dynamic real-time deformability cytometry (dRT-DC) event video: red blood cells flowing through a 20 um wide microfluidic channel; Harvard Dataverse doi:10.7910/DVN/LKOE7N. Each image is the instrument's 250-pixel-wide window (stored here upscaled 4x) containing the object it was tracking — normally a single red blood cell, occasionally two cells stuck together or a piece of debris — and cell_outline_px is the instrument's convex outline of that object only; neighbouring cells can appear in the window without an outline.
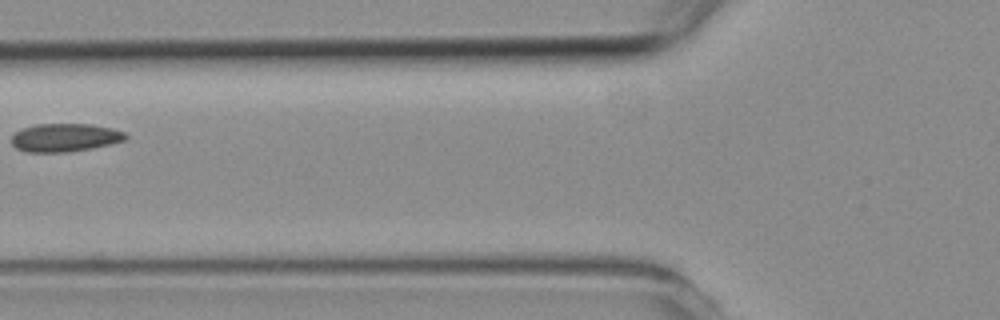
{"species": "common noctule bat (a hibernating species)", "species_latin": "Nyctalus noctula", "temperature_condition": "room temperature", "stored_images_in_passage": 6, "camera_frame_rate_fps": 3000, "um_per_image_px": 0.085, "animal": {"sex": "female", "body_mass_g": 19.3, "forearm_length_mm": 54.1}, "frame": {"image": 1, "passage_image": 5, "time_ms": 5.667, "image_size_px": [1000, 320], "cell_outline_px": [[128, 136], [124, 140], [112, 144], [92, 148], [68, 152], [28, 152], [16, 148], [12, 144], [12, 136], [16, 132], [24, 128], [36, 124], [92, 124], [112, 128], [124, 132]], "centroid_in_image_um": [5.54, 11.69], "position_along_channel_um": 120.3, "area_um2": 18.73}}
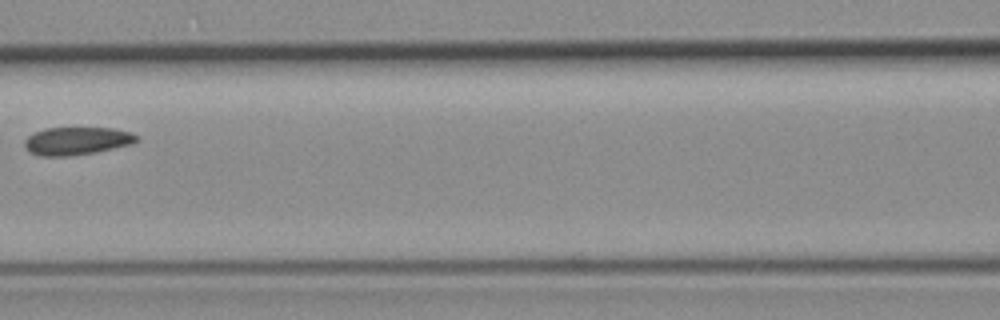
{"frame": {"image": 2, "passage_image": 6, "time_ms": 6.667, "image_size_px": [1000, 320], "cell_outline_px": [[140, 140], [132, 144], [92, 152], [68, 156], [40, 156], [32, 152], [24, 144], [24, 140], [28, 136], [44, 128], [112, 128], [132, 132], [140, 136]], "centroid_in_image_um": [6.58, 11.96], "position_along_channel_um": 160.0, "area_um2": 18.03}}